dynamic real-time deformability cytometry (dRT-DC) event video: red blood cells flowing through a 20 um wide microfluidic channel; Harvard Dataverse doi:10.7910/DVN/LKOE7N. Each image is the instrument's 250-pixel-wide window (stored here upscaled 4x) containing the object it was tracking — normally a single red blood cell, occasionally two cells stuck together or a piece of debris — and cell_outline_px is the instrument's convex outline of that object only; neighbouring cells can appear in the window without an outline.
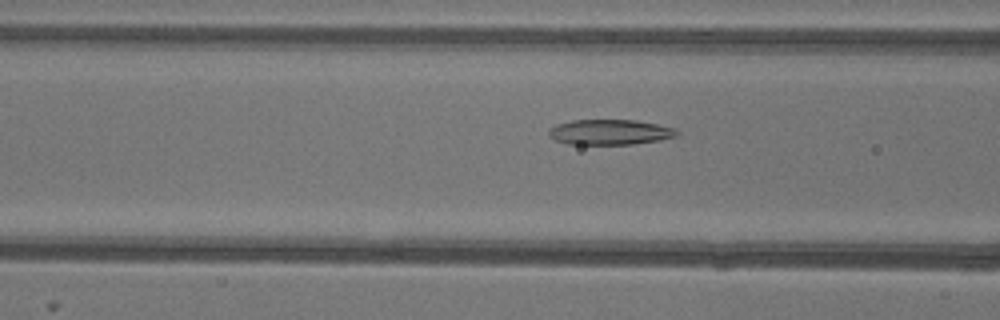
{"species": "common noctule bat (a hibernating species)", "species_latin": "Nyctalus noctula", "temperature_condition": "warm", "stored_images_in_passage": 36, "camera_frame_rate_fps": 3000, "um_per_image_px": 0.085, "animal": {"sex": "female"}, "frame": {"image": 1, "passage_image": 4, "time_ms": 1.0, "image_size_px": [1000, 320], "cell_outline_px": [[680, 136], [660, 140], [632, 144], [568, 144], [556, 140], [548, 136], [548, 128], [556, 124], [572, 120], [636, 120], [676, 128], [680, 132]], "centroid_in_image_um": [51.86, 11.23], "position_along_channel_um": 114.7, "area_um2": 19.07}}
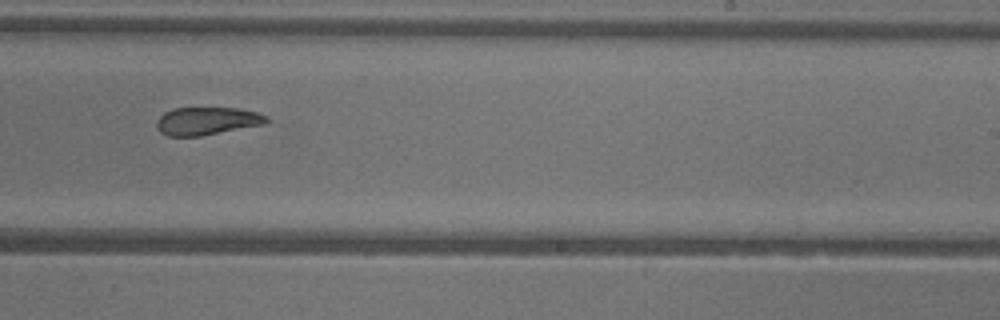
{"frame": {"image": 2, "passage_image": 16, "time_ms": 5.0, "image_size_px": [1000, 320], "cell_outline_px": [[268, 120], [264, 124], [200, 136], [168, 136], [160, 132], [156, 128], [156, 120], [164, 112], [176, 108], [236, 108], [256, 112], [264, 116]], "centroid_in_image_um": [17.52, 10.29], "position_along_channel_um": 271.5, "area_um2": 17.63}}
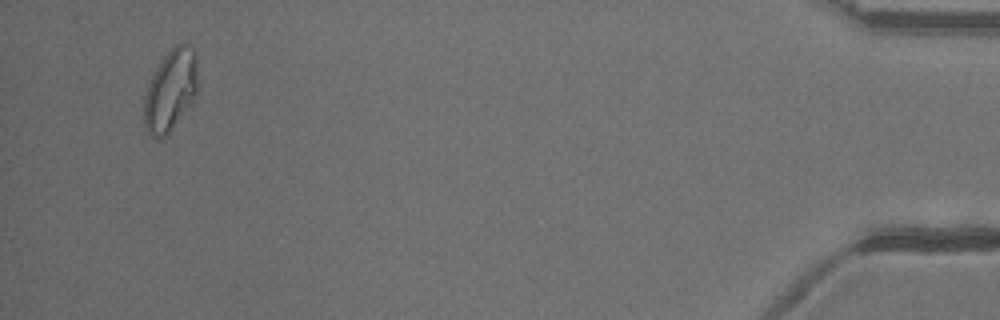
{"frame": {"image": 3, "passage_image": 34, "time_ms": 11.0, "image_size_px": [1000, 320], "cell_outline_px": [[200, 88], [196, 96], [168, 136], [152, 136], [144, 128], [144, 96], [148, 84], [156, 68], [164, 56], [176, 44], [184, 40], [192, 48], [196, 56]], "centroid_in_image_um": [14.54, 7.65], "position_along_channel_um": 420.7, "area_um2": 26.01}}